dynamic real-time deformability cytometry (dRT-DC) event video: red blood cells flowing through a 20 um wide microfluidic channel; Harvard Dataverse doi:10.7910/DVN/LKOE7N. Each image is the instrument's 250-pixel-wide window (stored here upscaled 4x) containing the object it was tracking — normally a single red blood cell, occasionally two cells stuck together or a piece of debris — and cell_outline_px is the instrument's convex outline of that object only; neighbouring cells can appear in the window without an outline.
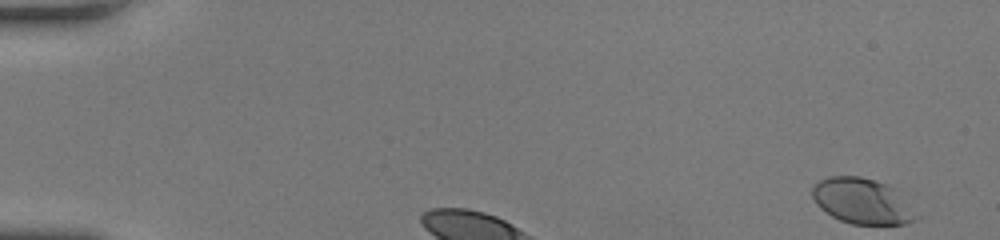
{"species": "human", "species_latin": "Homo sapiens", "temperature_condition": "room temperature", "stored_images_in_passage": 50, "camera_frame_rate_fps": 3000, "um_per_image_px": 0.085, "donor": {"sex": "female"}, "frame": {"image": 1, "passage_image": 1, "time_ms": 0.0, "image_size_px": [1000, 240], "cell_outline_px": [[920, 216], [916, 220], [904, 224], [852, 224], [840, 220], [832, 216], [820, 208], [816, 204], [812, 196], [812, 184], [828, 176], [860, 176], [888, 184]], "centroid_in_image_um": [73.25, 17.09], "position_along_channel_um": 11.8, "area_um2": 27.51}}
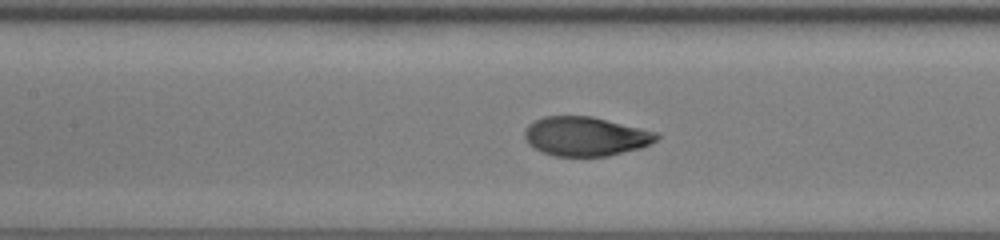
{"frame": {"image": 2, "passage_image": 24, "time_ms": 7.667, "image_size_px": [1000, 240], "cell_outline_px": [[660, 136], [652, 144], [640, 148], [608, 156], [556, 156], [544, 152], [528, 144], [524, 136], [524, 132], [528, 124], [544, 116], [592, 116], [660, 132]], "centroid_in_image_um": [49.82, 11.58], "position_along_channel_um": 157.6, "area_um2": 30.29}}
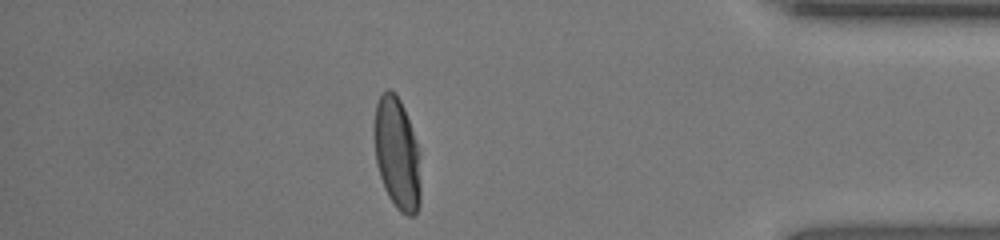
{"frame": {"image": 3, "passage_image": 44, "time_ms": 14.333, "image_size_px": [1000, 240], "cell_outline_px": [[420, 204], [416, 212], [412, 216], [408, 216], [400, 212], [396, 208], [388, 196], [384, 188], [376, 164], [372, 132], [372, 128], [376, 104], [380, 96], [388, 88], [392, 88], [396, 92], [404, 108], [420, 152]], "centroid_in_image_um": [33.73, 13.03], "position_along_channel_um": 401.5, "area_um2": 31.04}, "authors_computed_cell_mechanics": {"area_um2": 30.4606, "velocity_mm_per_s": 4.1434, "shape_relaxation_time_tau1_ms": 3.0666, "shape_relaxation_time_tau2_ms": null, "deformation_change_tau1": 0.1673, "deformation_change_tau2": null}}